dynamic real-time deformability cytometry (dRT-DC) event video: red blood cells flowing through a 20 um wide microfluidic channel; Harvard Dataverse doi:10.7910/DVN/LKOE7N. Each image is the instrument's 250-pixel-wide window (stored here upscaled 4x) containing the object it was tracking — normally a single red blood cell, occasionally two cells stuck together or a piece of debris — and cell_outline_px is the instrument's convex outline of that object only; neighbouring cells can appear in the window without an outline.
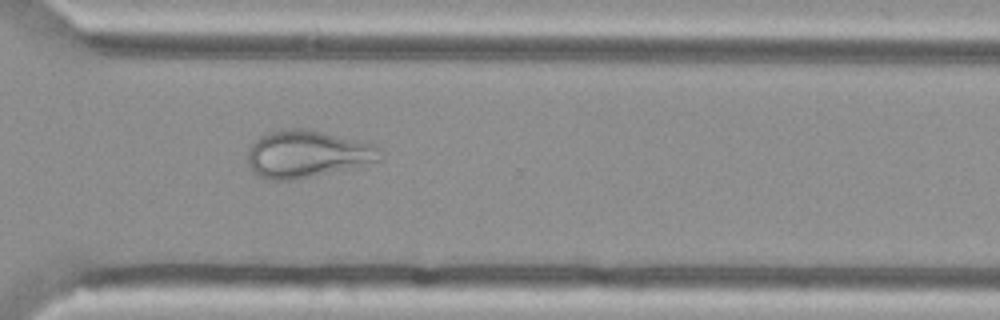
{"species": "Egyptian fruit bat (a non-hibernating species)", "species_latin": "Rousettus aegyptiacus", "temperature_condition": "cold", "stored_images_in_passage": 55, "camera_frame_rate_fps": 3000, "um_per_image_px": 0.085, "animal": {"sex": "female"}, "frame": {"image": 1, "passage_image": 40, "time_ms": 13.0, "image_size_px": [1000, 320], "cell_outline_px": [[384, 156], [380, 160], [352, 168], [292, 180], [268, 180], [256, 176], [252, 172], [248, 164], [248, 148], [260, 136], [268, 132], [284, 128], [300, 128], [320, 132], [376, 144], [384, 152]], "centroid_in_image_um": [26.1, 13.1], "position_along_channel_um": 344.5, "area_um2": 36.65}}